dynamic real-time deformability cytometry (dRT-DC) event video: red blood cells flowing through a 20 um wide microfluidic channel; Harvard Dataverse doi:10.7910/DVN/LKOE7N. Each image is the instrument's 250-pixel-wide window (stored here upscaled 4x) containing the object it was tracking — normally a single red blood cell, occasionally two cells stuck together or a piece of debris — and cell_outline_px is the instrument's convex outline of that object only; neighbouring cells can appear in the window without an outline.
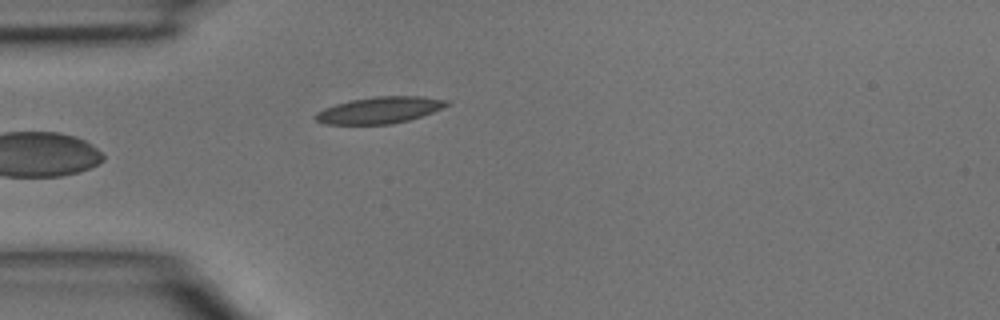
{"species": "common noctule bat (a hibernating species)", "species_latin": "Nyctalus noctula", "temperature_condition": "room temperature", "stored_images_in_passage": 3, "camera_frame_rate_fps": 3000, "um_per_image_px": 0.085, "animal": {"sex": "male", "body_mass_g": 15.6}, "frame": {"image": 1, "passage_image": 3, "time_ms": 0.667, "image_size_px": [1000, 320], "cell_outline_px": [[452, 104], [432, 112], [408, 120], [392, 124], [324, 124], [316, 120], [312, 116], [316, 112], [324, 108], [336, 104], [352, 100], [376, 96], [424, 96], [452, 100]], "centroid_in_image_um": [32.3, 9.35], "position_along_channel_um": 52.7, "area_um2": 20.46}}